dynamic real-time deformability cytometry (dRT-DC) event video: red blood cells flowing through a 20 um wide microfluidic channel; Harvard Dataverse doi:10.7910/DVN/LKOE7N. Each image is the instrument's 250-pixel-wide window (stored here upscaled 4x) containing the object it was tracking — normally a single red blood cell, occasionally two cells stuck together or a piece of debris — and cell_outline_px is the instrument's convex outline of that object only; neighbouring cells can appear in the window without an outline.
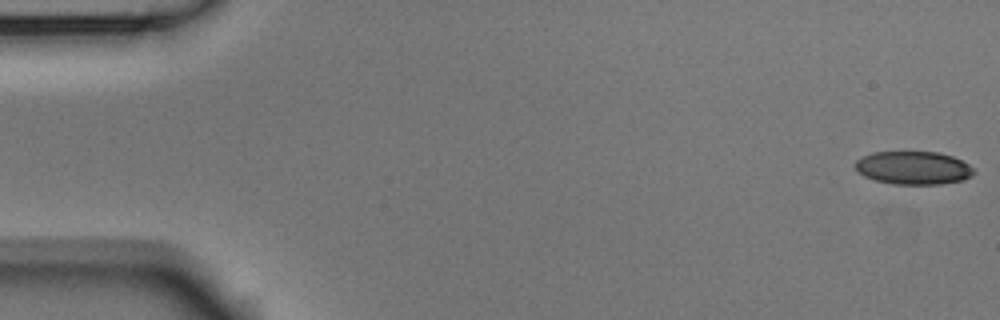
{"species": "Egyptian fruit bat (a non-hibernating species)", "species_latin": "Rousettus aegyptiacus", "temperature_condition": "room temperature", "stored_images_in_passage": 55, "segment_of_instrument_passage": [1, 2], "camera_frame_rate_fps": 3000, "um_per_image_px": 0.085, "animal": {"sex": "male"}, "frame": {"image": 1, "passage_image": 1, "time_ms": 0.0, "image_size_px": [1000, 320], "cell_outline_px": [[976, 172], [972, 176], [964, 180], [940, 184], [892, 184], [876, 180], [864, 176], [856, 168], [856, 160], [872, 152], [936, 152], [952, 156], [968, 164]], "centroid_in_image_um": [77.66, 14.27], "position_along_channel_um": 7.3, "area_um2": 22.77}}
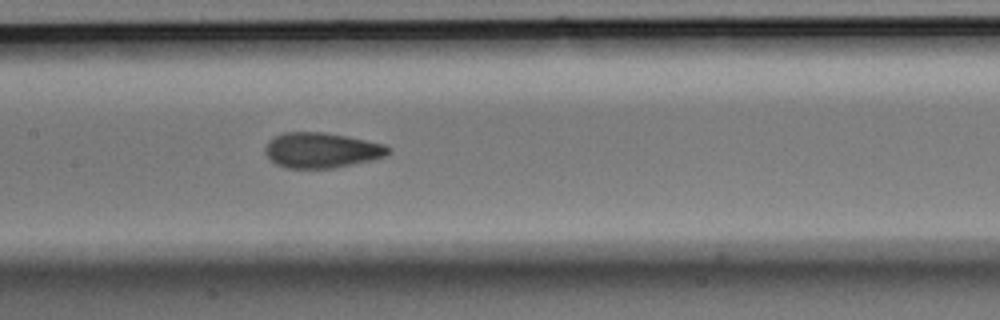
{"frame": {"image": 2, "passage_image": 26, "time_ms": 8.333, "image_size_px": [1000, 320], "cell_outline_px": [[392, 148], [384, 156], [372, 160], [332, 168], [284, 168], [276, 164], [264, 152], [264, 148], [268, 140], [284, 132], [324, 132], [348, 136], [384, 144]], "centroid_in_image_um": [27.31, 12.76], "position_along_channel_um": 180.1, "area_um2": 25.32}}
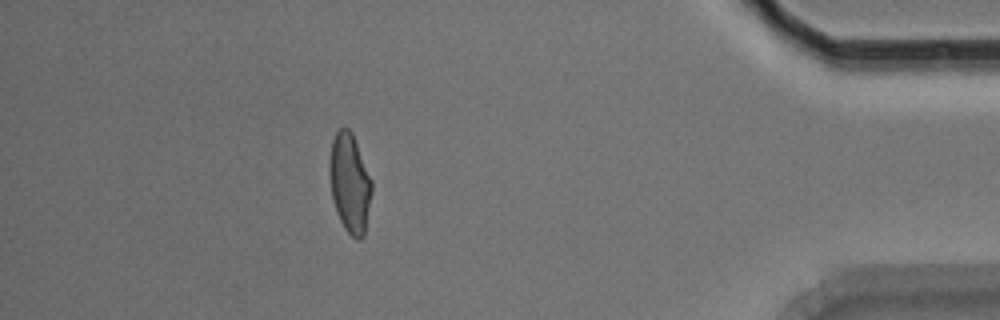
{"frame": {"image": 3, "passage_image": 48, "time_ms": 15.667, "image_size_px": [1000, 320], "cell_outline_px": [[372, 192], [364, 236], [360, 240], [356, 240], [344, 228], [340, 220], [332, 200], [328, 172], [328, 164], [332, 140], [336, 132], [340, 128], [348, 128], [352, 132], [372, 180]], "centroid_in_image_um": [29.72, 15.56], "position_along_channel_um": 405.5, "area_um2": 24.68}}